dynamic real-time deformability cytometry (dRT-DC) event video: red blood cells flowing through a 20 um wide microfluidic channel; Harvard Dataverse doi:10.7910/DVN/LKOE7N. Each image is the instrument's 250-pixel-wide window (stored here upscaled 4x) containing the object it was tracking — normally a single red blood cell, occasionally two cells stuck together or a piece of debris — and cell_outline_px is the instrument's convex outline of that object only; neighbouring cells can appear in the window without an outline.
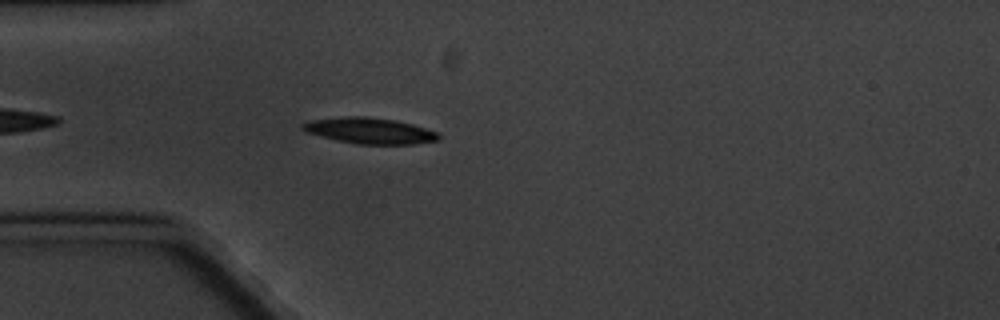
{"species": "common noctule bat (a hibernating species)", "species_latin": "Nyctalus noctula", "temperature_condition": "cold", "stored_images_in_passage": 4, "camera_frame_rate_fps": 3000, "um_per_image_px": 0.085, "animal": {"sex": "male", "body_mass_g": 20.1, "forearm_length_mm": 53.5}, "frame": {"image": 1, "passage_image": 4, "time_ms": 4.333, "image_size_px": [1000, 320], "cell_outline_px": [[440, 136], [436, 140], [412, 144], [356, 144], [320, 136], [304, 132], [300, 128], [300, 124], [308, 120], [348, 116], [364, 116], [396, 120], [412, 124], [440, 132]], "centroid_in_image_um": [31.38, 11.1], "position_along_channel_um": 53.6, "area_um2": 20.69}}